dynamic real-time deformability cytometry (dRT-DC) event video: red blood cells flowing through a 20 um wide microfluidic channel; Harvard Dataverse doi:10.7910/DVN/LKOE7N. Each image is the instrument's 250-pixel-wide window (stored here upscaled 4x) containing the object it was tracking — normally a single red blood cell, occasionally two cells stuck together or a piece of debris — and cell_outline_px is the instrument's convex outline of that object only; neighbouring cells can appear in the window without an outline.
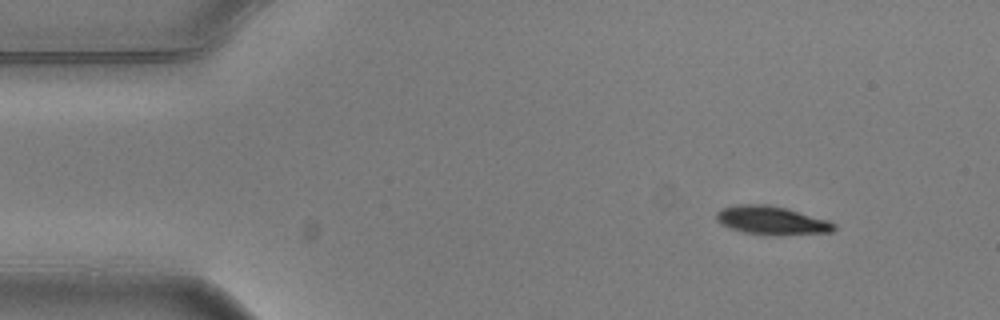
{"species": "common noctule bat (a hibernating species)", "species_latin": "Nyctalus noctula", "temperature_condition": "warm", "stored_images_in_passage": 4, "camera_frame_rate_fps": 3000, "um_per_image_px": 0.085, "animal": {"sex": "male", "body_mass_g": 20.5, "forearm_length_mm": 52.5}, "frame": {"image": 1, "passage_image": 1, "time_ms": 0.0, "image_size_px": [1000, 320], "cell_outline_px": [[836, 228], [832, 232], [744, 232], [728, 228], [720, 224], [716, 220], [716, 212], [720, 208], [736, 204], [768, 204], [788, 208], [828, 220], [836, 224]], "centroid_in_image_um": [65.5, 18.66], "position_along_channel_um": 19.5, "area_um2": 18.73}}